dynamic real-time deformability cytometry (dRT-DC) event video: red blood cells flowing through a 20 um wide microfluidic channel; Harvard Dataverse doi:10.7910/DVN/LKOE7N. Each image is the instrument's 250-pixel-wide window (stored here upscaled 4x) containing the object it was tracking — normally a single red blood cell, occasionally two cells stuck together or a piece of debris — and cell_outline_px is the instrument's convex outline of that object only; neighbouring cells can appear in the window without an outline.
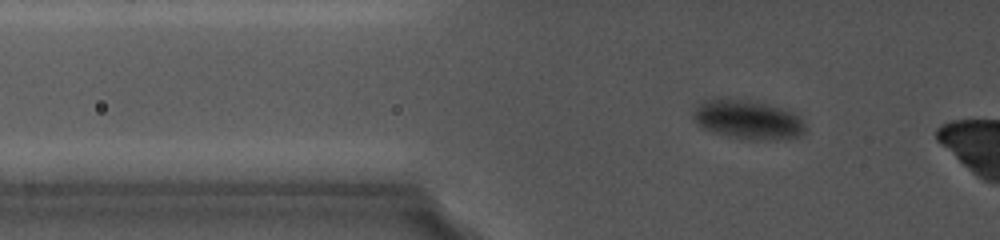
{"species": "common noctule bat (a hibernating species)", "species_latin": "Nyctalus noctula", "temperature_condition": "cold", "stored_images_in_passage": 70, "camera_frame_rate_fps": 5000, "um_per_image_px": 0.085, "animal": {"sex": "female", "body_mass_g": 19.0, "forearm_length_mm": 56.7}, "frame": {"image": 1, "passage_image": 19, "time_ms": 4.8, "image_size_px": [1000, 240], "cell_outline_px": [[804, 132], [796, 136], [764, 140], [752, 140], [728, 136], [712, 132], [700, 128], [692, 116], [696, 108], [700, 104], [712, 96], [740, 100], [764, 104], [780, 108], [792, 112], [804, 124]], "centroid_in_image_um": [63.46, 10.17], "position_along_channel_um": 62.3, "area_um2": 25.03}}
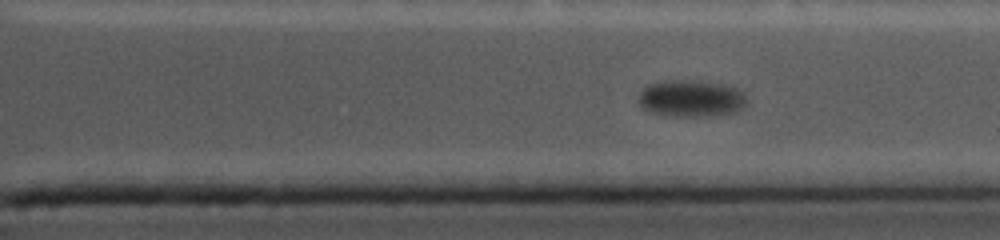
{"frame": {"image": 2, "passage_image": 54, "time_ms": 14.0, "image_size_px": [1000, 240], "cell_outline_px": [[748, 104], [744, 108], [736, 112], [688, 116], [680, 116], [652, 112], [644, 108], [640, 104], [640, 92], [648, 84], [656, 80], [688, 80], [724, 84], [736, 88], [744, 92], [748, 100]], "centroid_in_image_um": [58.78, 8.33], "position_along_channel_um": 352.6, "area_um2": 23.06}}
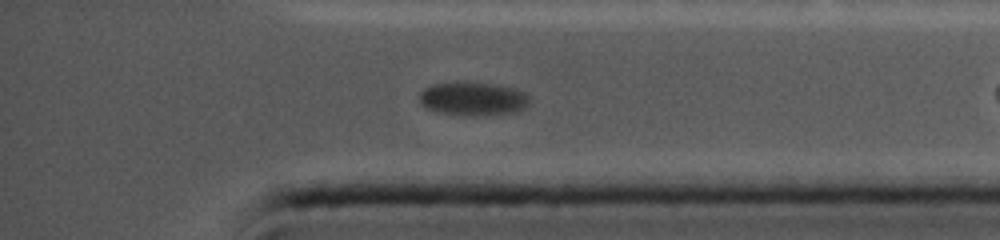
{"frame": {"image": 3, "passage_image": 61, "time_ms": 15.2, "image_size_px": [1000, 240], "cell_outline_px": [[528, 104], [524, 108], [516, 112], [476, 116], [460, 116], [440, 112], [428, 108], [420, 104], [420, 92], [428, 84], [496, 84], [516, 88], [524, 92], [528, 96]], "centroid_in_image_um": [40.21, 8.43], "position_along_channel_um": 395.0, "area_um2": 21.21}}